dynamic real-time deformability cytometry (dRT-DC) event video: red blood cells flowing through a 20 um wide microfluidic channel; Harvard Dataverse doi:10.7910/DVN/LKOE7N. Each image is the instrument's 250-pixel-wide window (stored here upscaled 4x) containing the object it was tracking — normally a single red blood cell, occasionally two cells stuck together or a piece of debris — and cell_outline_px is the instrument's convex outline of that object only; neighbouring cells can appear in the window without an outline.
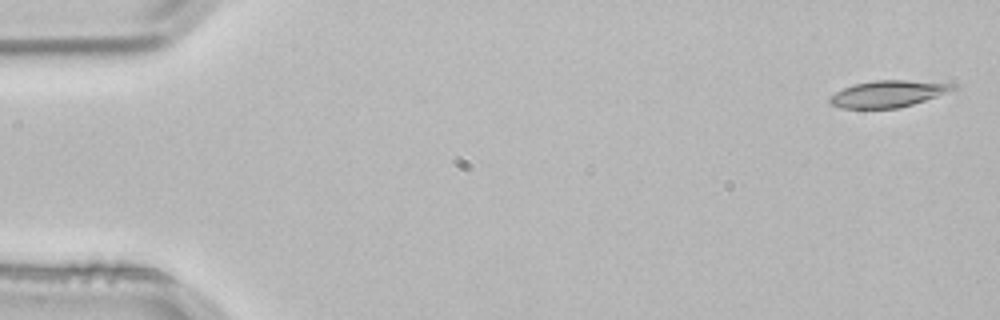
{"species": "common noctule bat (a hibernating species)", "species_latin": "Nyctalus noctula", "temperature_condition": "room temperature", "stored_images_in_passage": 3, "camera_frame_rate_fps": 3000, "um_per_image_px": 0.085, "animal": {"sex": "male", "body_mass_g": 21.5, "forearm_length_mm": 52.0}, "frame": {"image": 1, "passage_image": 1, "time_ms": 0.0, "image_size_px": [1000, 320], "cell_outline_px": [[956, 88], [936, 96], [900, 108], [840, 108], [832, 104], [828, 100], [828, 96], [852, 84], [872, 80], [904, 80], [952, 84]], "centroid_in_image_um": [75.38, 7.97], "position_along_channel_um": 9.6, "area_um2": 18.84}}